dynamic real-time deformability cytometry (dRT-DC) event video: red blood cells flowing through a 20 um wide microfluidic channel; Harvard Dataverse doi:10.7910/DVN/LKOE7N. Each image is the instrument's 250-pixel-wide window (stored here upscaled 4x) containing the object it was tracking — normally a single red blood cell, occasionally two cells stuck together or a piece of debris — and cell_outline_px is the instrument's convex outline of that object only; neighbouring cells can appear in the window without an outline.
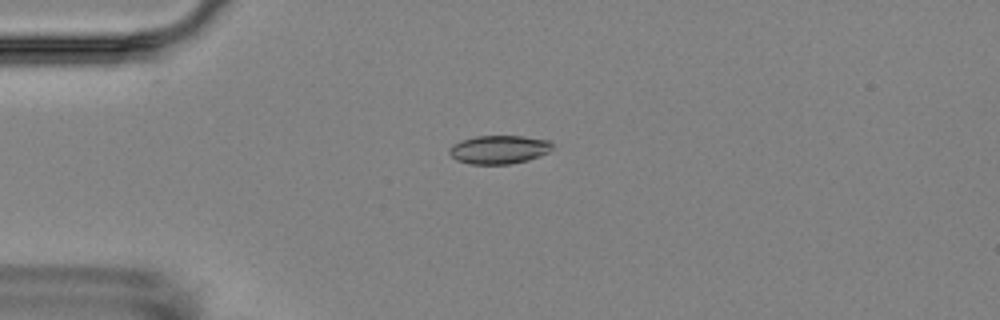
{"species": "Egyptian fruit bat (a non-hibernating species)", "species_latin": "Rousettus aegyptiacus", "temperature_condition": "room temperature", "stored_images_in_passage": 9, "camera_frame_rate_fps": 3000, "um_per_image_px": 0.085, "animal": {"sex": "female"}, "frame": {"image": 1, "passage_image": 3, "time_ms": 2.333, "image_size_px": [1000, 320], "cell_outline_px": [[552, 148], [548, 152], [540, 156], [528, 160], [508, 164], [468, 164], [456, 160], [448, 152], [448, 148], [452, 144], [460, 140], [476, 136], [524, 136], [552, 140]], "centroid_in_image_um": [42.4, 12.7], "position_along_channel_um": 42.6, "area_um2": 17.34}}
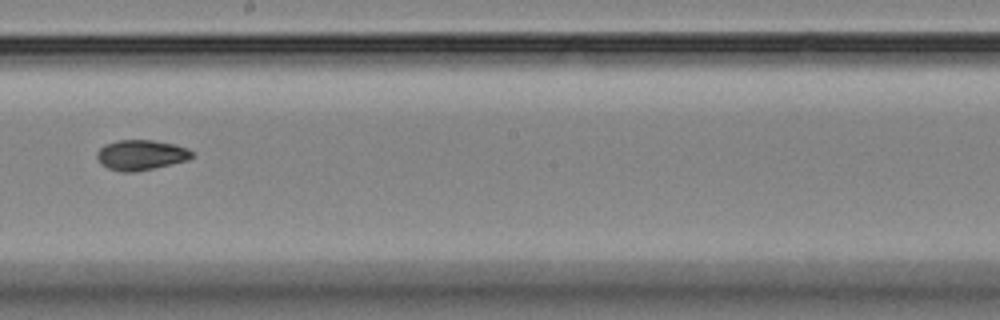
{"frame": {"image": 2, "passage_image": 8, "time_ms": 8.333, "image_size_px": [1000, 320], "cell_outline_px": [[192, 156], [188, 160], [172, 164], [136, 172], [120, 172], [108, 168], [100, 164], [96, 156], [96, 152], [104, 144], [116, 140], [152, 140], [176, 144], [188, 148], [192, 152]], "centroid_in_image_um": [11.95, 13.17], "position_along_channel_um": 236.2, "area_um2": 16.94}}
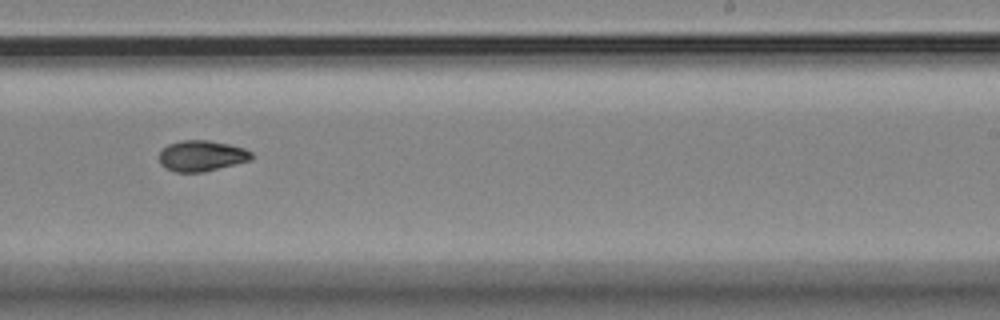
{"frame": {"image": 3, "passage_image": 9, "time_ms": 9.333, "image_size_px": [1000, 320], "cell_outline_px": [[252, 160], [204, 172], [176, 172], [164, 168], [160, 164], [160, 152], [168, 144], [180, 140], [208, 140], [228, 144], [244, 148], [252, 152]], "centroid_in_image_um": [17.14, 13.25], "position_along_channel_um": 271.9, "area_um2": 16.65}}